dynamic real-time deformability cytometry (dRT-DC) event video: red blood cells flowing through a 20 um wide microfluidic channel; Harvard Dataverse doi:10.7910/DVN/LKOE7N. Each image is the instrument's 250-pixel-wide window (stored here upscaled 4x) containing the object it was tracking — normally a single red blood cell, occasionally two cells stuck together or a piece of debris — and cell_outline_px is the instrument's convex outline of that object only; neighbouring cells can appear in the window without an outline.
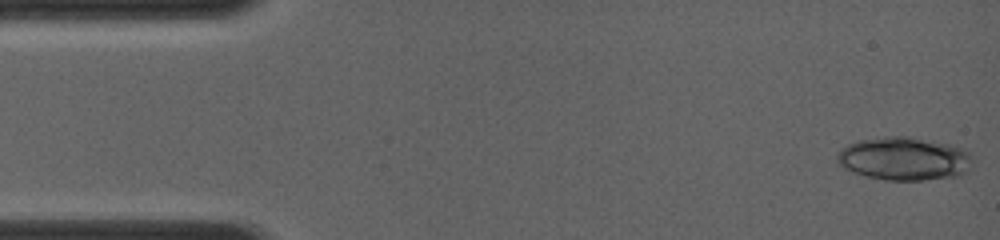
{"species": "common noctule bat (a hibernating species)", "species_latin": "Nyctalus noctula", "temperature_condition": "room temperature", "stored_images_in_passage": 7, "camera_frame_rate_fps": 4000, "um_per_image_px": 0.085, "animal": {"sex": "female", "body_mass_g": 19.0, "forearm_length_mm": 56.7}, "frame": {"image": 1, "passage_image": 1, "time_ms": 0.0, "image_size_px": [1000, 240], "cell_outline_px": [[968, 172], [960, 176], [924, 180], [884, 180], [852, 172], [836, 164], [836, 156], [848, 144], [860, 140], [888, 136], [908, 136], [948, 144], [960, 148], [968, 152]], "centroid_in_image_um": [76.8, 13.5], "position_along_channel_um": 8.2, "area_um2": 33.81}}